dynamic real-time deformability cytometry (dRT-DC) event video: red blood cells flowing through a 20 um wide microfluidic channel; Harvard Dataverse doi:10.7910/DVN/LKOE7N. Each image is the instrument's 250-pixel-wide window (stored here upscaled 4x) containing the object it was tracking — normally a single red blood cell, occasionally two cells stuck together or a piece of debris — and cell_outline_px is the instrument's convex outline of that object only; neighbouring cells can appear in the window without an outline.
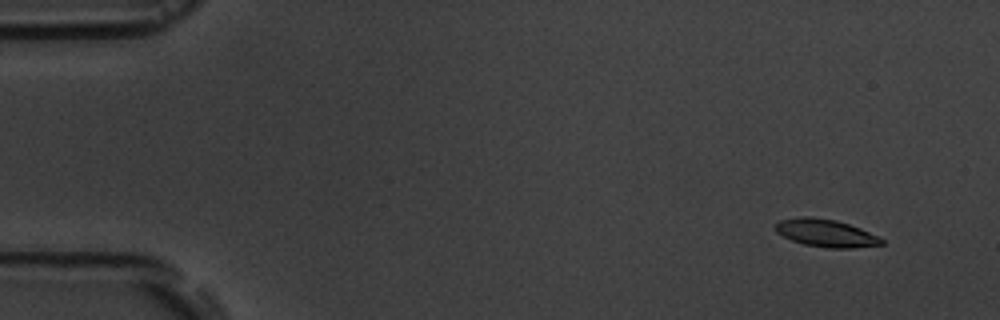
{"species": "common noctule bat (a hibernating species)", "species_latin": "Nyctalus noctula", "temperature_condition": "room temperature", "stored_images_in_passage": 8, "camera_frame_rate_fps": 3000, "um_per_image_px": 0.085, "animal": {"sex": "male", "body_mass_g": 19.5, "forearm_length_mm": 54.6}, "frame": {"image": 1, "passage_image": 2, "time_ms": 1.333, "image_size_px": [1000, 320], "cell_outline_px": [[884, 244], [852, 248], [828, 248], [804, 244], [792, 240], [776, 232], [776, 224], [780, 220], [800, 216], [812, 216], [836, 220], [860, 228], [880, 236], [884, 240]], "centroid_in_image_um": [70.23, 19.8], "position_along_channel_um": 14.8, "area_um2": 17.11}}
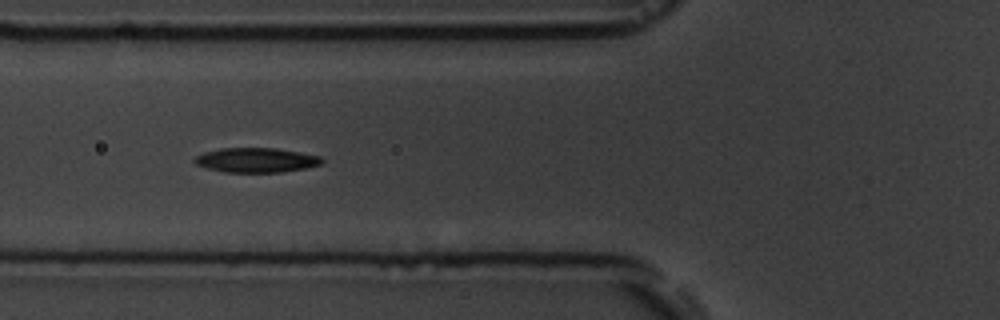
{"frame": {"image": 2, "passage_image": 7, "time_ms": 7.0, "image_size_px": [1000, 320], "cell_outline_px": [[324, 160], [320, 164], [304, 168], [280, 172], [224, 172], [208, 168], [196, 164], [192, 160], [196, 156], [204, 152], [220, 148], [276, 148], [300, 152], [320, 156]], "centroid_in_image_um": [21.75, 13.6], "position_along_channel_um": 104.0, "area_um2": 18.15}}
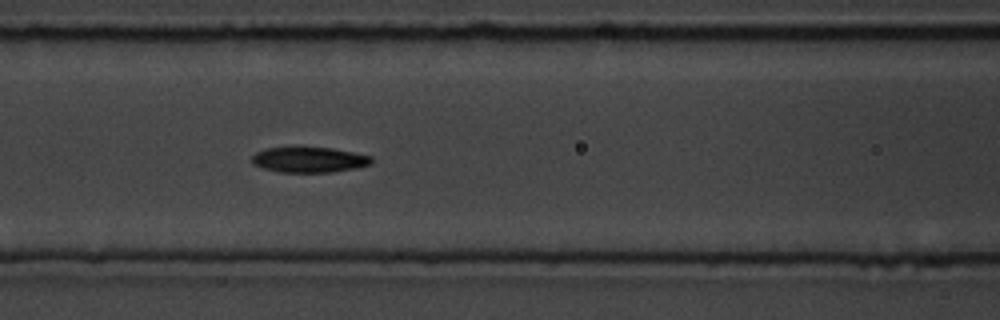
{"frame": {"image": 3, "passage_image": 8, "time_ms": 8.0, "image_size_px": [1000, 320], "cell_outline_px": [[372, 164], [356, 168], [332, 172], [280, 172], [264, 168], [252, 164], [252, 156], [256, 152], [264, 148], [332, 148], [372, 156]], "centroid_in_image_um": [26.29, 13.58], "position_along_channel_um": 140.3, "area_um2": 17.57}}